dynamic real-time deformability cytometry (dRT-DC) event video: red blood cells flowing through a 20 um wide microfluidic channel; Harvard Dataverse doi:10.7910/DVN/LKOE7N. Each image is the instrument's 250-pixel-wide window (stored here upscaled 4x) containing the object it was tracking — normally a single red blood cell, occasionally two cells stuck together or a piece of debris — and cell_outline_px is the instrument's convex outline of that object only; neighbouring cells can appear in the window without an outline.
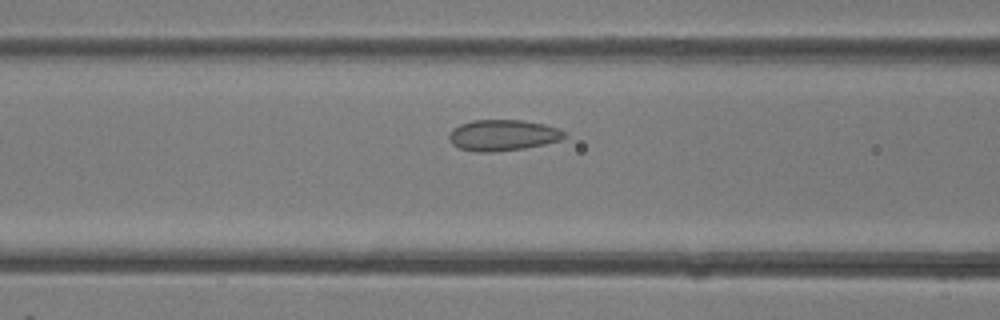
{"species": "common noctule bat (a hibernating species)", "species_latin": "Nyctalus noctula", "temperature_condition": "room temperature", "stored_images_in_passage": 40, "segment_of_instrument_passage": [1, 2], "camera_frame_rate_fps": 3000, "um_per_image_px": 0.085, "animal": {"sex": "female"}, "frame": {"image": 1, "passage_image": 15, "time_ms": 4.667, "image_size_px": [1000, 320], "cell_outline_px": [[564, 136], [560, 140], [544, 144], [524, 148], [492, 152], [476, 152], [460, 148], [452, 144], [448, 140], [448, 136], [452, 128], [460, 124], [472, 120], [520, 120], [544, 124], [556, 128], [564, 132]], "centroid_in_image_um": [42.67, 11.49], "position_along_channel_um": 123.9, "area_um2": 20.75}}
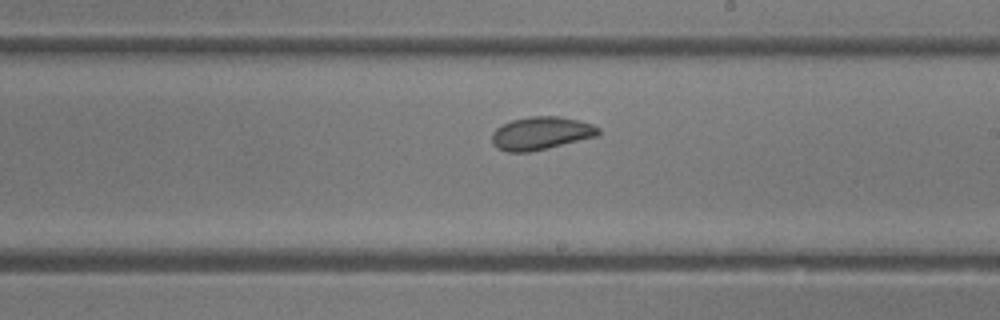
{"frame": {"image": 2, "passage_image": 22, "time_ms": 7.0, "image_size_px": [1000, 320], "cell_outline_px": [[600, 132], [596, 136], [548, 148], [528, 152], [508, 152], [496, 148], [492, 144], [492, 132], [496, 128], [512, 120], [528, 116], [560, 116], [580, 120], [592, 124], [600, 128]], "centroid_in_image_um": [45.97, 11.32], "position_along_channel_um": 243.0, "area_um2": 20.52}}
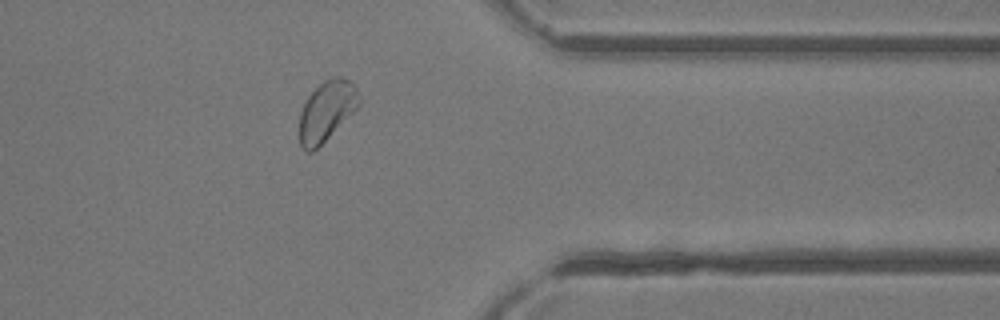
{"frame": {"image": 3, "passage_image": 31, "time_ms": 10.0, "image_size_px": [1000, 320], "cell_outline_px": [[360, 104], [312, 152], [308, 152], [300, 144], [300, 112], [308, 96], [324, 80], [336, 76], [340, 76], [348, 80], [356, 88], [360, 100]], "centroid_in_image_um": [27.74, 9.4], "position_along_channel_um": 383.7, "area_um2": 20.11}}